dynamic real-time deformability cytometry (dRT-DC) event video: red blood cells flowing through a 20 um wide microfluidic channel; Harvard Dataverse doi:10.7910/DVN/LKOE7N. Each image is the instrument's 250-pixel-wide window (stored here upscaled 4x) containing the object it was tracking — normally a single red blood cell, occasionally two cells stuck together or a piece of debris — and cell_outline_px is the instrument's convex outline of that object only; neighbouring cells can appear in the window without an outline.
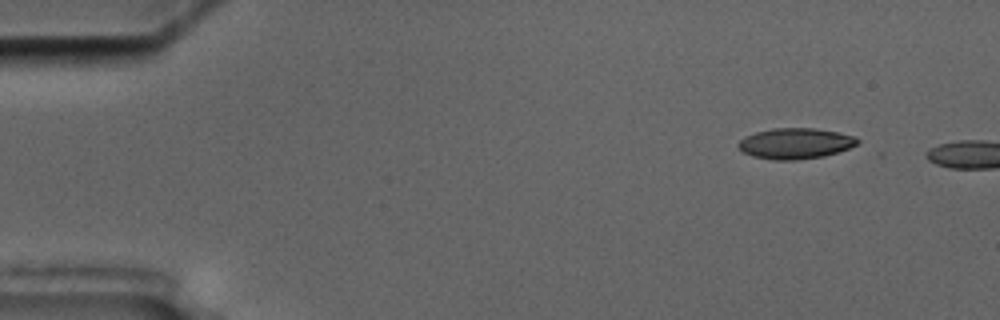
{"species": "common noctule bat (a hibernating species)", "species_latin": "Nyctalus noctula", "temperature_condition": "cold", "stored_images_in_passage": 2, "camera_frame_rate_fps": 3000, "um_per_image_px": 0.085, "animal": {"sex": "male", "body_mass_g": 17.5, "forearm_length_mm": 52.3}, "frame": {"image": 1, "passage_image": 1, "time_ms": 0.0, "image_size_px": [1000, 320], "cell_outline_px": [[860, 140], [856, 144], [848, 148], [824, 156], [796, 160], [772, 160], [752, 156], [744, 152], [736, 144], [744, 136], [756, 132], [772, 128], [816, 128], [856, 136]], "centroid_in_image_um": [67.58, 12.19], "position_along_channel_um": 17.4, "area_um2": 21.33}}